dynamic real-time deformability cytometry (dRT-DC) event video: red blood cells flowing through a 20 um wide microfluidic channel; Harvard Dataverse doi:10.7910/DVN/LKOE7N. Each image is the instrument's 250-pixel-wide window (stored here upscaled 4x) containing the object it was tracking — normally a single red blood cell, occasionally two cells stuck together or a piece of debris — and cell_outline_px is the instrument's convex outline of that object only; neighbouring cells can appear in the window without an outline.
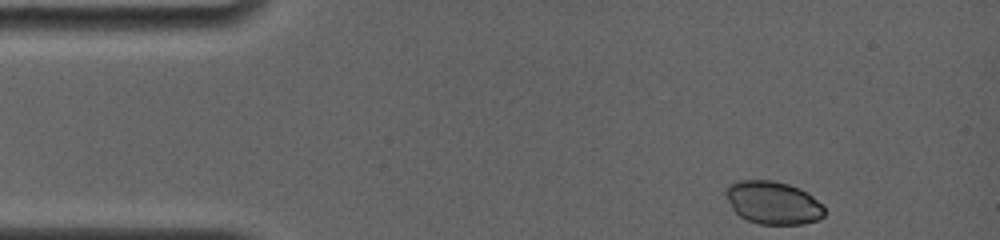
{"species": "common noctule bat (a hibernating species)", "species_latin": "Nyctalus noctula", "temperature_condition": "room temperature", "stored_images_in_passage": 53, "camera_frame_rate_fps": 4000, "um_per_image_px": 0.085, "animal": {"sex": "female", "body_mass_g": 19.0, "forearm_length_mm": 56.7}, "frame": {"image": 1, "passage_image": 1, "time_ms": 0.0, "image_size_px": [1000, 240], "cell_outline_px": [[824, 216], [816, 220], [804, 224], [760, 224], [748, 220], [740, 216], [732, 208], [724, 192], [728, 184], [740, 180], [772, 180], [788, 184], [800, 188], [812, 196], [824, 208]], "centroid_in_image_um": [65.68, 17.22], "position_along_channel_um": 19.3, "area_um2": 24.57}}
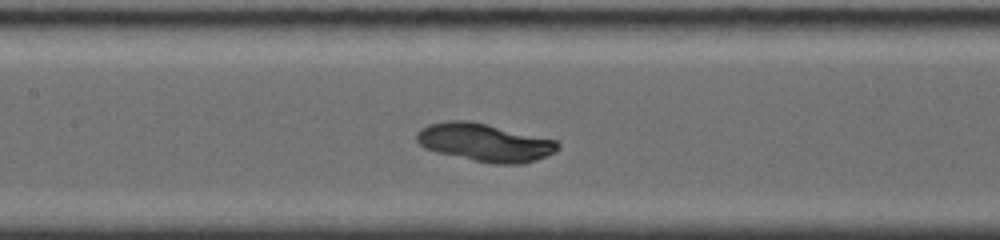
{"frame": {"image": 2, "passage_image": 24, "time_ms": 5.75, "image_size_px": [1000, 240], "cell_outline_px": [[560, 148], [556, 152], [536, 160], [524, 164], [496, 164], [436, 152], [424, 148], [416, 140], [416, 132], [420, 128], [428, 124], [448, 120], [472, 120], [556, 140], [560, 144]], "centroid_in_image_um": [41.21, 12.09], "position_along_channel_um": 166.2, "area_um2": 31.44}}
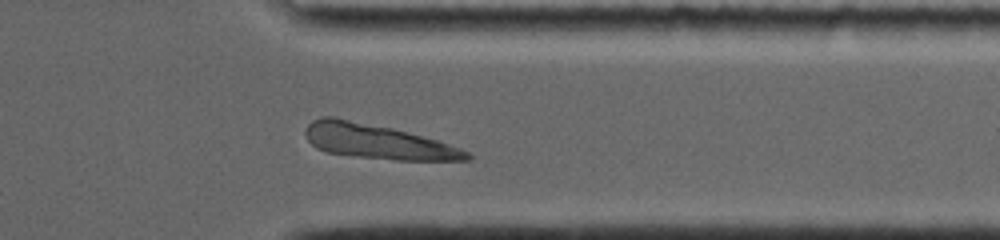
{"frame": {"image": 3, "passage_image": 46, "time_ms": 11.25, "image_size_px": [1000, 240], "cell_outline_px": [[472, 160], [396, 160], [360, 156], [328, 152], [316, 148], [308, 140], [304, 132], [308, 124], [312, 120], [324, 116], [336, 116], [392, 128], [408, 132], [436, 140], [460, 148], [468, 152], [472, 156]], "centroid_in_image_um": [32.06, 12.02], "position_along_channel_um": 379.3, "area_um2": 32.31}}